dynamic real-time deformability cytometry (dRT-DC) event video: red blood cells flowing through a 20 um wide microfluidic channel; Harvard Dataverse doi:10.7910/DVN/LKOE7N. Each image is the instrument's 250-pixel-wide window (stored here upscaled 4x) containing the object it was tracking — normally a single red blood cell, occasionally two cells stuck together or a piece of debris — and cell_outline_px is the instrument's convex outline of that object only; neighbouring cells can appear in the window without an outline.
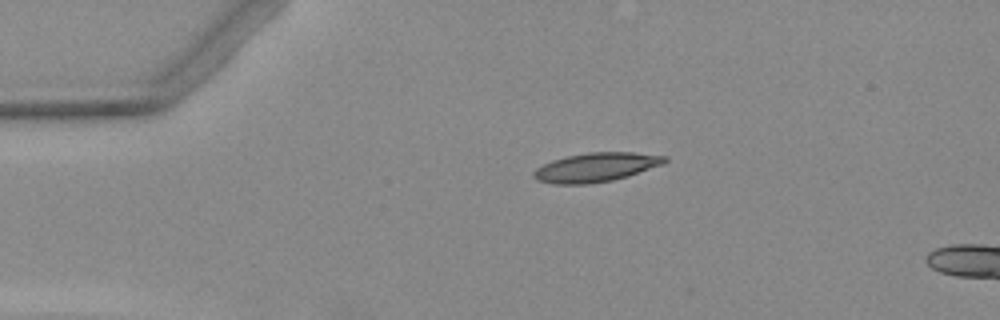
{"species": "Egyptian fruit bat (a non-hibernating species)", "species_latin": "Rousettus aegyptiacus", "temperature_condition": "warm", "stored_images_in_passage": 2, "camera_frame_rate_fps": 3000, "um_per_image_px": 0.085, "animal": {"sex": "female"}, "frame": {"image": 1, "passage_image": 1, "time_ms": 0.0, "image_size_px": [1000, 320], "cell_outline_px": [[668, 160], [664, 164], [628, 176], [612, 180], [588, 184], [556, 184], [536, 180], [532, 176], [532, 172], [536, 168], [552, 160], [568, 156], [588, 152], [632, 152], [668, 156]], "centroid_in_image_um": [50.67, 14.22], "position_along_channel_um": 34.3, "area_um2": 22.25}}